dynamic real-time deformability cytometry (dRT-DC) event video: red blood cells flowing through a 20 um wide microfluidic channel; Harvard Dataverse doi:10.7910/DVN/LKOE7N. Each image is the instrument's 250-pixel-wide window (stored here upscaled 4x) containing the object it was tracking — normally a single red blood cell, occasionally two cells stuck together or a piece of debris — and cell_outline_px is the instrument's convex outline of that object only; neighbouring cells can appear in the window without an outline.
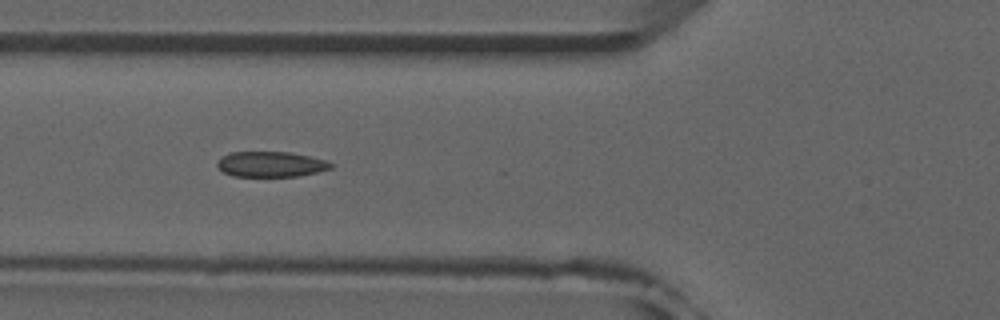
{"species": "common noctule bat (a hibernating species)", "species_latin": "Nyctalus noctula", "temperature_condition": "room temperature", "stored_images_in_passage": 41, "camera_frame_rate_fps": 3000, "um_per_image_px": 0.085, "animal": {"sex": "male", "forearm_length_mm": 52.5}, "frame": {"image": 1, "passage_image": 18, "time_ms": 5.667, "image_size_px": [1000, 320], "cell_outline_px": [[332, 168], [316, 172], [296, 176], [232, 176], [224, 172], [216, 164], [228, 152], [288, 152], [308, 156], [324, 160], [332, 164]], "centroid_in_image_um": [23.0, 13.96], "position_along_channel_um": 102.8, "area_um2": 16.47}, "authors_computed_cell_mechanics": {"area_um2": 17.8602, "velocity_mm_per_s": 3.9296, "shape_relaxation_time_tau1_ms": null, "shape_relaxation_time_tau2_ms": 1.8558, "deformation_change_tau1": null, "deformation_change_tau2": 0.0561}}